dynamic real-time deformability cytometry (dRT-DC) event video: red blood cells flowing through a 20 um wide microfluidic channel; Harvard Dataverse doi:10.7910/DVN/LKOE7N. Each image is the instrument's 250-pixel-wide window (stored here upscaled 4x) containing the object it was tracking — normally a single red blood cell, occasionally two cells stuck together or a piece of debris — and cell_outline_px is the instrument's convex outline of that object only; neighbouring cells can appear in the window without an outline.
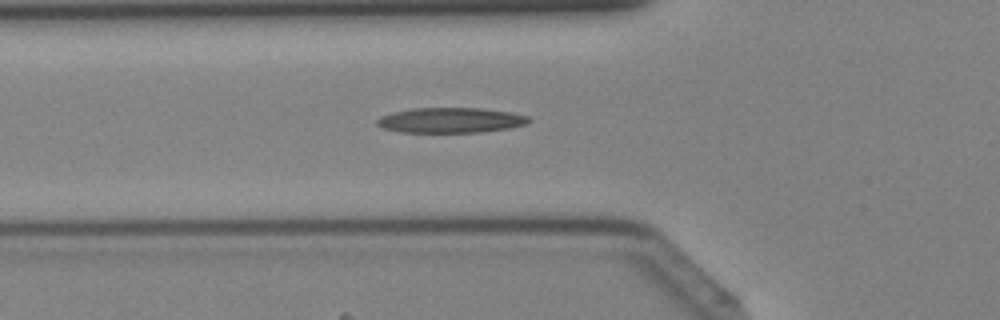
{"species": "Egyptian fruit bat (a non-hibernating species)", "species_latin": "Rousettus aegyptiacus", "temperature_condition": "cold", "stored_images_in_passage": 32, "camera_frame_rate_fps": 3000, "um_per_image_px": 0.085, "animal": {"sex": "female"}, "frame": {"image": 1, "passage_image": 7, "time_ms": 2.0, "image_size_px": [1000, 320], "cell_outline_px": [[532, 120], [528, 124], [508, 128], [480, 132], [400, 132], [384, 128], [376, 124], [376, 120], [380, 116], [392, 112], [412, 108], [480, 108], [512, 112], [528, 116]], "centroid_in_image_um": [38.32, 10.21], "position_along_channel_um": 87.5, "area_um2": 22.37}}
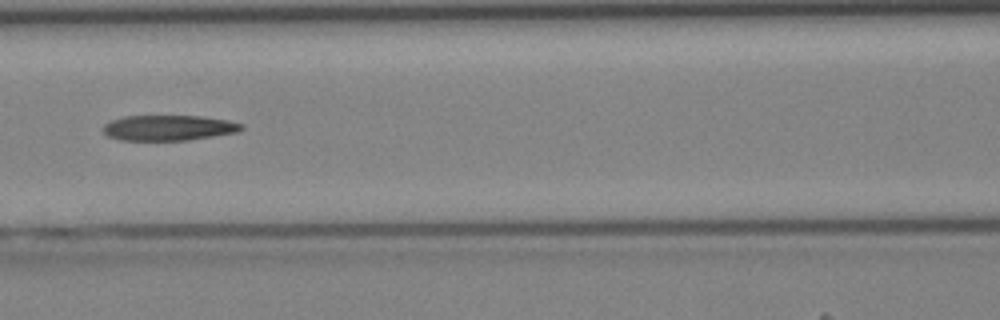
{"frame": {"image": 2, "passage_image": 11, "time_ms": 3.333, "image_size_px": [1000, 320], "cell_outline_px": [[244, 128], [236, 132], [188, 140], [120, 140], [108, 136], [104, 132], [104, 124], [112, 120], [124, 116], [200, 116], [228, 120], [244, 124]], "centroid_in_image_um": [14.34, 10.86], "position_along_channel_um": 152.3, "area_um2": 20.35}}
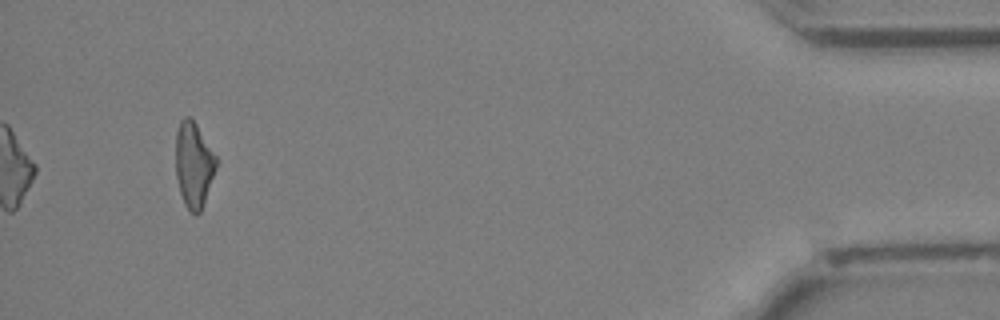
{"frame": {"image": 3, "passage_image": 32, "time_ms": 10.333, "image_size_px": [1000, 320], "cell_outline_px": [[216, 168], [200, 212], [196, 216], [184, 204], [180, 192], [176, 176], [176, 132], [180, 120], [184, 116], [188, 116], [196, 124], [216, 156]], "centroid_in_image_um": [16.44, 13.99], "position_along_channel_um": 418.8, "area_um2": 19.83}}